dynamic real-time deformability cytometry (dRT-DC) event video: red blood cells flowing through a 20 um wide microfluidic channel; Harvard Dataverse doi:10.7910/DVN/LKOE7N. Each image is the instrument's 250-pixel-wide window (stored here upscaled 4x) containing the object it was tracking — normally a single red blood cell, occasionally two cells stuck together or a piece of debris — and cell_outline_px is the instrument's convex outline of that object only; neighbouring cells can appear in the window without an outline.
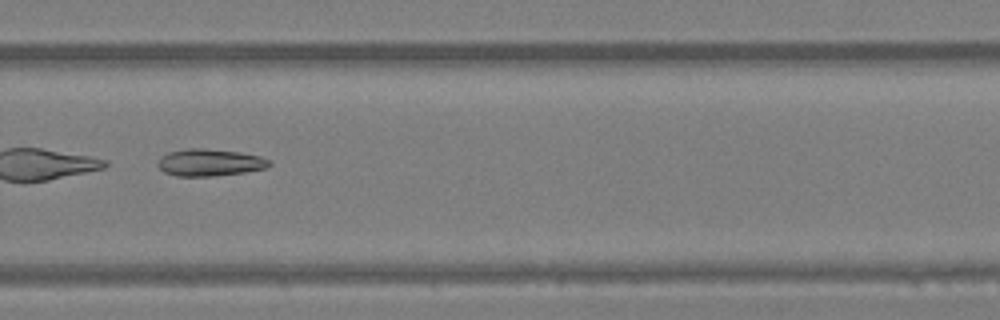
{"species": "Egyptian fruit bat (a non-hibernating species)", "species_latin": "Rousettus aegyptiacus", "temperature_condition": "warm", "stored_images_in_passage": 45, "segment_of_instrument_passage": [2, 2], "camera_frame_rate_fps": 3000, "um_per_image_px": 0.085, "animal": {"sex": "female"}, "frame": {"image": 1, "passage_image": 32, "time_ms": 10.333, "image_size_px": [1000, 320], "cell_outline_px": [[272, 164], [268, 168], [244, 172], [212, 176], [176, 176], [164, 172], [156, 164], [160, 156], [168, 152], [188, 148], [204, 148], [240, 152], [260, 156], [268, 160]], "centroid_in_image_um": [17.81, 13.81], "position_along_channel_um": 312.0, "area_um2": 17.69}}